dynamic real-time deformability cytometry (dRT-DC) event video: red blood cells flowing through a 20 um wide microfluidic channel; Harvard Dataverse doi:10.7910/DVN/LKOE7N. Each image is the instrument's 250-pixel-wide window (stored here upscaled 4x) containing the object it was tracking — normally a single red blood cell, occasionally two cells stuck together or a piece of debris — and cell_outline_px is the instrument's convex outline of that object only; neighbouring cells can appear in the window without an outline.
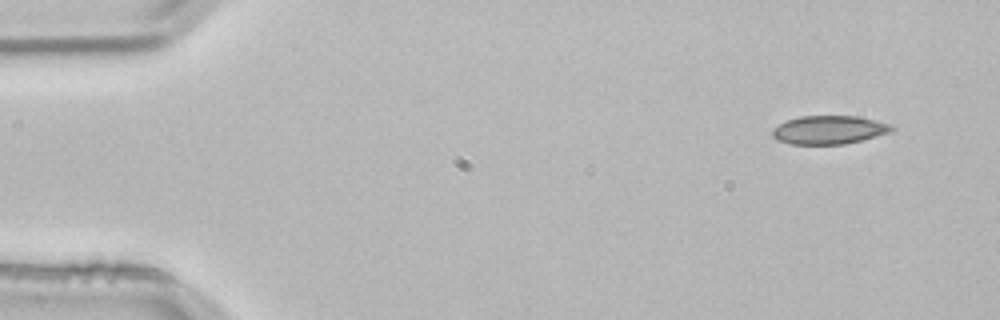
{"species": "common noctule bat (a hibernating species)", "species_latin": "Nyctalus noctula", "temperature_condition": "room temperature", "stored_images_in_passage": 3, "camera_frame_rate_fps": 3000, "um_per_image_px": 0.085, "animal": {"sex": "male", "body_mass_g": 21.5, "forearm_length_mm": 52.0}, "frame": {"image": 1, "passage_image": 1, "time_ms": 0.0, "image_size_px": [1000, 320], "cell_outline_px": [[896, 128], [888, 132], [876, 136], [844, 144], [792, 144], [776, 140], [772, 136], [772, 128], [788, 120], [800, 116], [856, 116], [892, 124]], "centroid_in_image_um": [70.45, 11.04], "position_along_channel_um": 14.6, "area_um2": 19.65}}